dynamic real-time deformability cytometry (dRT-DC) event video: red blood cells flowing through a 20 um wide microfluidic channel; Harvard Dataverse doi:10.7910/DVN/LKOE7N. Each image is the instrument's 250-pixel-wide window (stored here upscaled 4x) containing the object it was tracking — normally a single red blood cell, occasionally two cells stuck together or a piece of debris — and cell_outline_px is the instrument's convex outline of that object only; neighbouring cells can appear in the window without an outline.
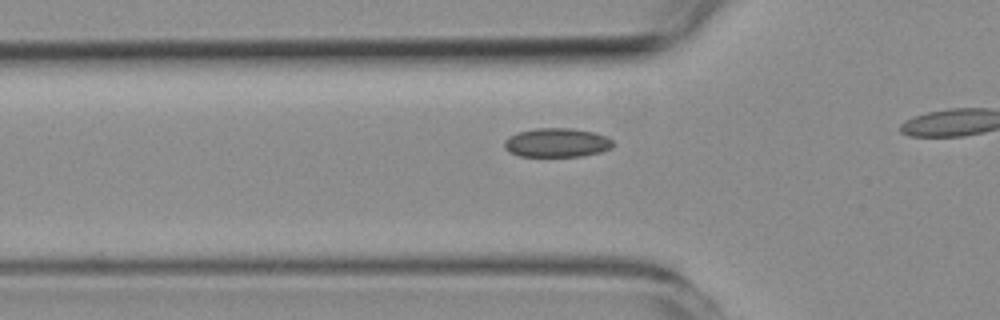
{"species": "common noctule bat (a hibernating species)", "species_latin": "Nyctalus noctula", "temperature_condition": "room temperature", "stored_images_in_passage": 19, "camera_frame_rate_fps": 3000, "um_per_image_px": 0.085, "animal": {"sex": "female", "body_mass_g": 19.3, "forearm_length_mm": 54.1}, "frame": {"image": 1, "passage_image": 14, "time_ms": 4.333, "image_size_px": [1000, 320], "cell_outline_px": [[612, 148], [600, 152], [580, 156], [520, 156], [508, 152], [504, 148], [504, 140], [508, 136], [516, 132], [536, 128], [572, 128], [592, 132], [604, 136], [612, 140]], "centroid_in_image_um": [47.27, 12.12], "position_along_channel_um": 78.5, "area_um2": 18.38}}